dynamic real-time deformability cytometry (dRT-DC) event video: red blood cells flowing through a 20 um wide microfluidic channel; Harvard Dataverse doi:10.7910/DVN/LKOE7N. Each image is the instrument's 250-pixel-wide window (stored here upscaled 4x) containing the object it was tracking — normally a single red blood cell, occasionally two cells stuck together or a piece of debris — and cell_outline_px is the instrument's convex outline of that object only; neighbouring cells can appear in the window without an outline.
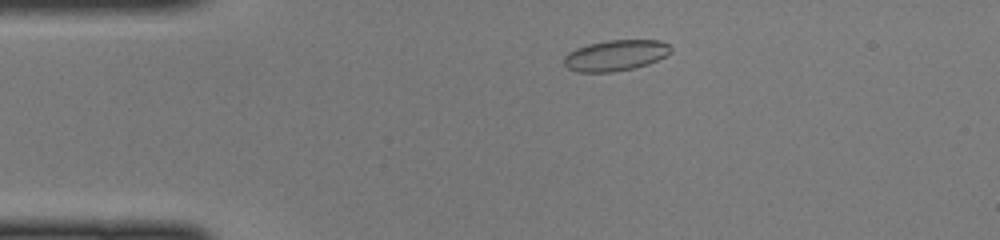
{"species": "common noctule bat (a hibernating species)", "species_latin": "Nyctalus noctula", "temperature_condition": "cold", "stored_images_in_passage": 43, "camera_frame_rate_fps": 3000, "um_per_image_px": 0.085, "animal": {"sex": "female", "body_mass_g": 22.0, "forearm_length_mm": 56.7}, "frame": {"image": 1, "passage_image": 5, "time_ms": 1.333, "image_size_px": [1000, 240], "cell_outline_px": [[672, 52], [648, 64], [632, 68], [612, 72], [576, 72], [568, 68], [564, 64], [564, 56], [568, 52], [576, 48], [588, 44], [608, 40], [660, 40], [668, 44], [672, 48]], "centroid_in_image_um": [52.31, 4.7], "position_along_channel_um": 32.7, "area_um2": 19.19}}
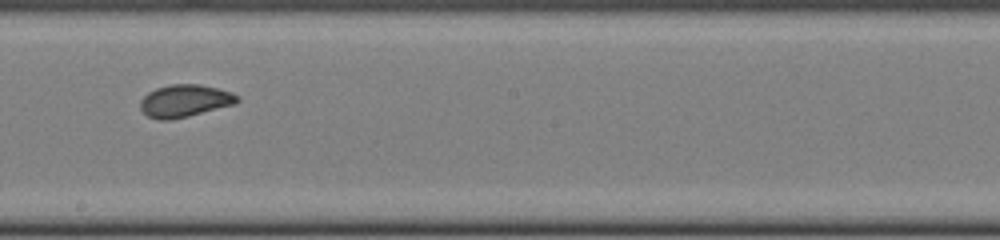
{"frame": {"image": 2, "passage_image": 22, "time_ms": 7.0, "image_size_px": [1000, 240], "cell_outline_px": [[240, 100], [236, 104], [188, 116], [168, 120], [160, 120], [148, 116], [140, 108], [140, 100], [148, 92], [156, 88], [172, 84], [200, 84], [232, 92], [240, 96]], "centroid_in_image_um": [15.73, 8.56], "position_along_channel_um": 232.5, "area_um2": 18.32}}
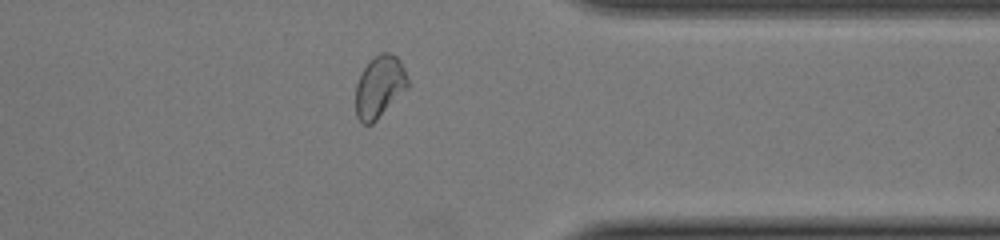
{"frame": {"image": 3, "passage_image": 33, "time_ms": 10.667, "image_size_px": [1000, 240], "cell_outline_px": [[408, 88], [372, 124], [364, 124], [356, 116], [356, 84], [360, 72], [380, 52], [388, 52], [396, 56], [400, 60], [408, 76]], "centroid_in_image_um": [32.27, 7.36], "position_along_channel_um": 379.1, "area_um2": 18.73}}